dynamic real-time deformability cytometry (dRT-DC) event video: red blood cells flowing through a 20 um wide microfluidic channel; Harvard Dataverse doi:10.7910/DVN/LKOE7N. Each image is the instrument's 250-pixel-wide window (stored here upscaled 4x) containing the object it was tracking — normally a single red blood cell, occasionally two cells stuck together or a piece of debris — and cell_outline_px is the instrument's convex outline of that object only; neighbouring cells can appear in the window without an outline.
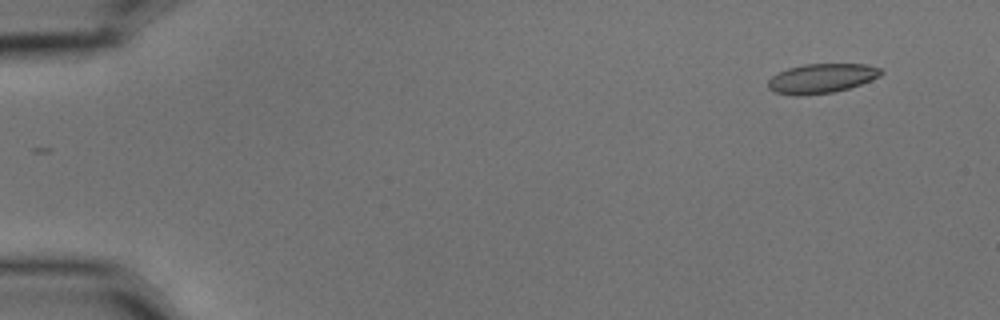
{"species": "common noctule bat (a hibernating species)", "species_latin": "Nyctalus noctula", "temperature_condition": "cold", "stored_images_in_passage": 4, "camera_frame_rate_fps": 3000, "um_per_image_px": 0.085, "animal": {"sex": "male", "body_mass_g": 15.6}, "frame": {"image": 1, "passage_image": 1, "time_ms": 0.0, "image_size_px": [1000, 320], "cell_outline_px": [[884, 72], [880, 76], [860, 84], [848, 88], [832, 92], [800, 96], [796, 96], [772, 92], [768, 88], [768, 80], [772, 76], [788, 68], [804, 64], [868, 64], [880, 68]], "centroid_in_image_um": [69.81, 6.66], "position_along_channel_um": 15.2, "area_um2": 19.42}}
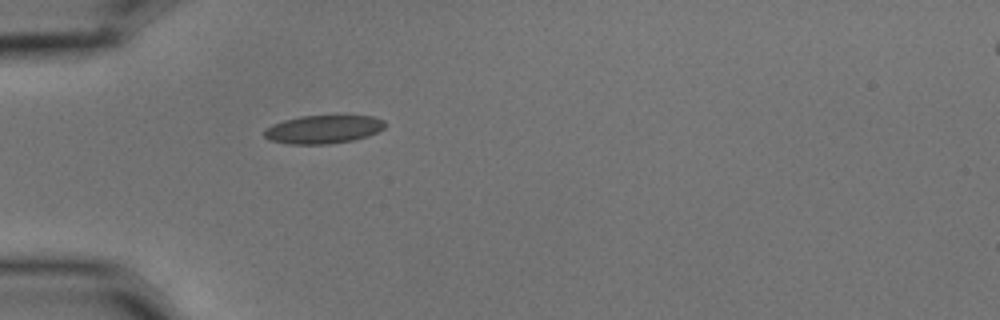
{"frame": {"image": 2, "passage_image": 4, "time_ms": 1.0, "image_size_px": [1000, 320], "cell_outline_px": [[384, 128], [368, 136], [352, 140], [328, 144], [288, 144], [272, 140], [264, 136], [264, 128], [272, 124], [284, 120], [300, 116], [372, 116], [384, 120]], "centroid_in_image_um": [27.45, 10.99], "position_along_channel_um": 57.5, "area_um2": 19.77}}